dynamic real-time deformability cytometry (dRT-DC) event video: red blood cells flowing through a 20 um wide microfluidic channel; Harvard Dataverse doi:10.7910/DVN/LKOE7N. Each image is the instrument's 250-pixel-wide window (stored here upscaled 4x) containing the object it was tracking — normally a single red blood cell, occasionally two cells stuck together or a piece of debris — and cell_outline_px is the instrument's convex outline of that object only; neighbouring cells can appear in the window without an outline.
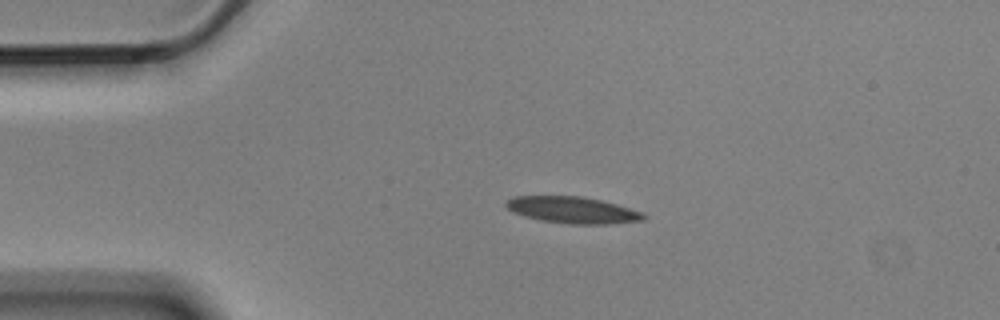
{"species": "Egyptian fruit bat (a non-hibernating species)", "species_latin": "Rousettus aegyptiacus", "temperature_condition": "cold", "stored_images_in_passage": 4, "camera_frame_rate_fps": 3000, "um_per_image_px": 0.085, "animal": {"sex": "male"}, "frame": {"image": 1, "passage_image": 3, "time_ms": 0.667, "image_size_px": [1000, 320], "cell_outline_px": [[648, 216], [644, 220], [608, 224], [572, 224], [540, 220], [524, 216], [512, 212], [504, 204], [508, 200], [516, 196], [580, 196], [600, 200], [616, 204], [644, 212]], "centroid_in_image_um": [48.7, 17.85], "position_along_channel_um": 36.3, "area_um2": 21.27}}